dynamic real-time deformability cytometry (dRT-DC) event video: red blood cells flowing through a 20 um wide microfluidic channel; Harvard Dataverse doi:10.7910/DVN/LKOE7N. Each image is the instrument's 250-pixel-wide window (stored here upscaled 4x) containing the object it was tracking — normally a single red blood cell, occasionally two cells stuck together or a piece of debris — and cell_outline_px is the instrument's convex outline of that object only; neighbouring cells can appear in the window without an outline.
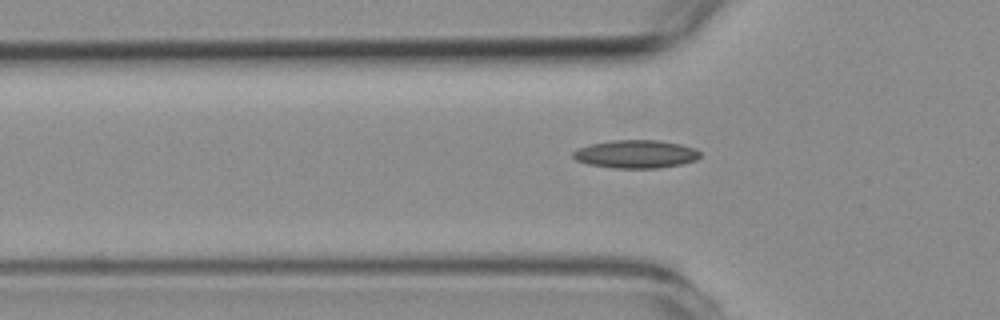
{"species": "common noctule bat (a hibernating species)", "species_latin": "Nyctalus noctula", "temperature_condition": "room temperature", "stored_images_in_passage": 41, "camera_frame_rate_fps": 3000, "um_per_image_px": 0.085, "animal": {"sex": "female", "body_mass_g": 19.3, "forearm_length_mm": 54.1}, "frame": {"image": 1, "passage_image": 4, "time_ms": 1.0, "image_size_px": [1000, 320], "cell_outline_px": [[700, 156], [696, 160], [684, 164], [656, 168], [616, 168], [588, 164], [576, 160], [572, 156], [572, 152], [580, 148], [592, 144], [612, 140], [656, 140], [680, 144], [696, 148], [700, 152]], "centroid_in_image_um": [54.08, 13.1], "position_along_channel_um": 71.7, "area_um2": 20.75}}
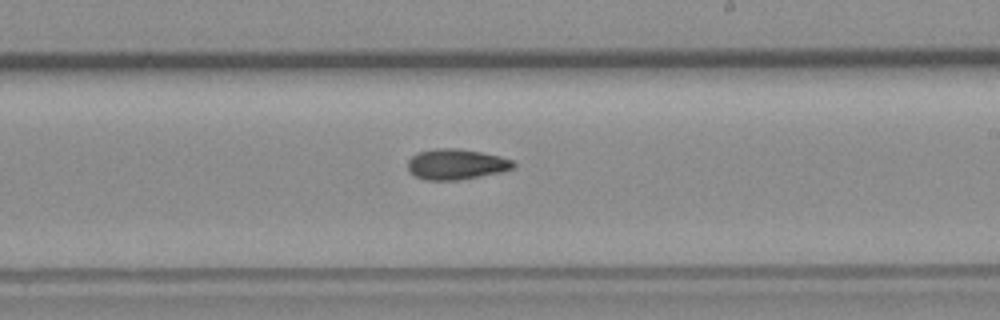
{"frame": {"image": 2, "passage_image": 19, "time_ms": 6.0, "image_size_px": [1000, 320], "cell_outline_px": [[516, 164], [512, 168], [500, 172], [460, 180], [424, 180], [416, 176], [408, 168], [408, 160], [416, 152], [436, 148], [460, 148], [500, 156], [512, 160]], "centroid_in_image_um": [38.76, 13.95], "position_along_channel_um": 250.2, "area_um2": 18.79}}
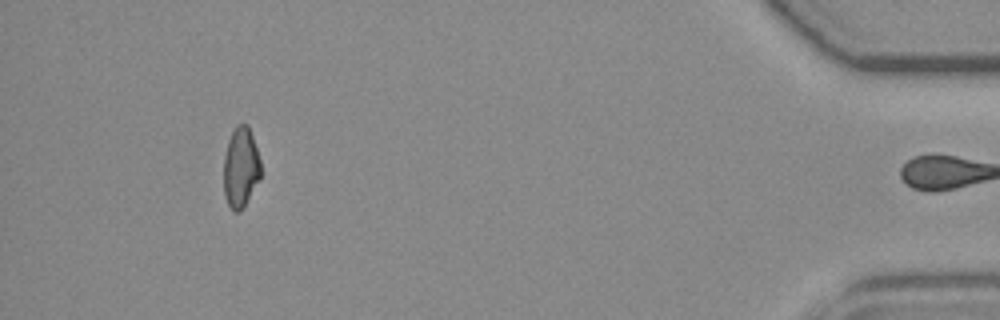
{"frame": {"image": 3, "passage_image": 39, "time_ms": 12.667, "image_size_px": [1000, 320], "cell_outline_px": [[260, 176], [240, 212], [232, 212], [224, 196], [224, 156], [228, 140], [236, 124], [248, 124], [260, 160]], "centroid_in_image_um": [20.43, 14.22], "position_along_channel_um": 414.8, "area_um2": 17.11}}